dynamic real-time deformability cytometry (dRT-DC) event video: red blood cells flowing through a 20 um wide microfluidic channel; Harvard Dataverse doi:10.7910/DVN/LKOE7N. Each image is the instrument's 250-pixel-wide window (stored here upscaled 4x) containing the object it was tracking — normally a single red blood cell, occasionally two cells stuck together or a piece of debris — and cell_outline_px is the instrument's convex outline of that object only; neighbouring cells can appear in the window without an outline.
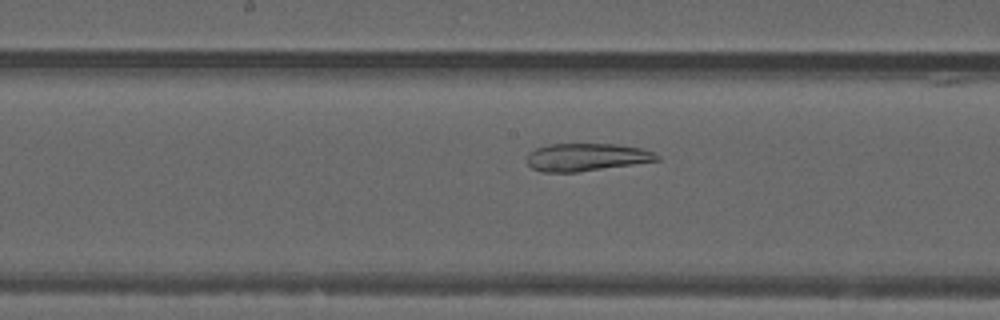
{"species": "common noctule bat (a hibernating species)", "species_latin": "Nyctalus noctula", "temperature_condition": "warm", "stored_images_in_passage": 43, "camera_frame_rate_fps": 3000, "um_per_image_px": 0.085, "animal": {"sex": "male", "forearm_length_mm": 52.5}, "frame": {"image": 1, "passage_image": 18, "time_ms": 5.667, "image_size_px": [1000, 320], "cell_outline_px": [[660, 160], [576, 172], [540, 172], [532, 168], [528, 164], [528, 152], [536, 148], [548, 144], [616, 144], [640, 148], [652, 152], [660, 156]], "centroid_in_image_um": [49.81, 13.35], "position_along_channel_um": 198.4, "area_um2": 20.81}}
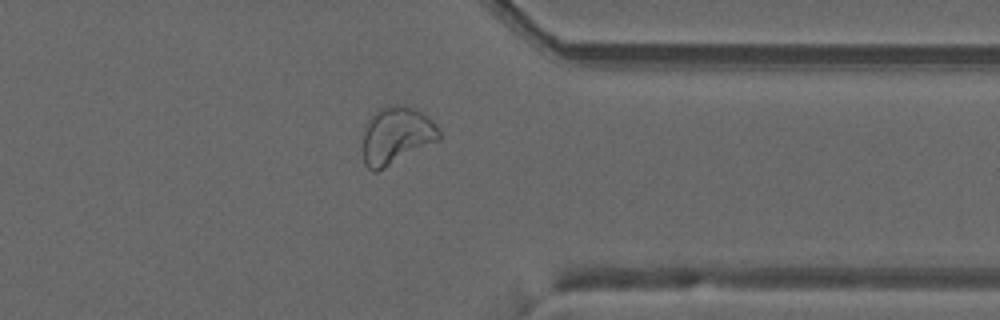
{"frame": {"image": 2, "passage_image": 32, "time_ms": 10.333, "image_size_px": [1000, 320], "cell_outline_px": [[440, 140], [376, 172], [372, 172], [364, 164], [364, 128], [368, 120], [380, 108], [392, 104], [408, 104], [416, 108], [436, 124], [440, 132]], "centroid_in_image_um": [33.71, 11.5], "position_along_channel_um": 377.7, "area_um2": 25.55}, "authors_computed_cell_mechanics": {"area_um2": 27.0504, "velocity_mm_per_s": 3.9862, "shape_relaxation_time_tau1_ms": null, "shape_relaxation_time_tau2_ms": 2.6493, "deformation_change_tau1": null, "deformation_change_tau2": 0.1031}}